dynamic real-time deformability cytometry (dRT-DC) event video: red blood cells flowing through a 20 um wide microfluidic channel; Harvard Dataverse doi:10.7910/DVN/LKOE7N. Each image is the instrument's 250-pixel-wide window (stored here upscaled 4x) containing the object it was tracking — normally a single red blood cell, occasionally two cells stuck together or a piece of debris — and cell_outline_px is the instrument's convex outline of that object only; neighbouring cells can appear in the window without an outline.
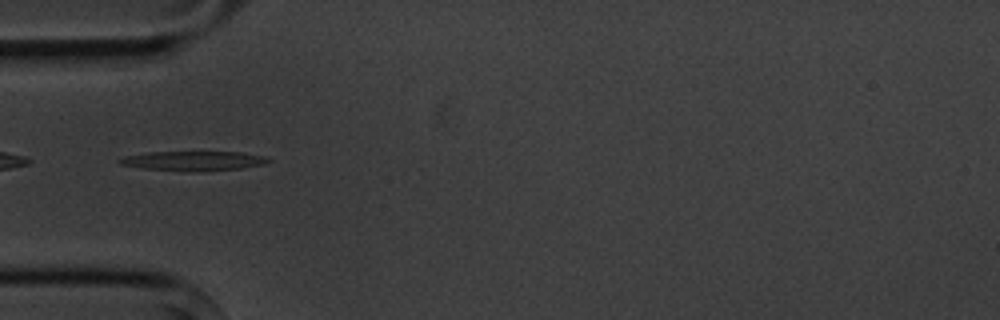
{"species": "common noctule bat (a hibernating species)", "species_latin": "Nyctalus noctula", "temperature_condition": "cold", "stored_images_in_passage": 7, "camera_frame_rate_fps": 3000, "um_per_image_px": 0.085, "animal": {"sex": "male", "body_mass_g": 20.1, "forearm_length_mm": 53.5}, "frame": {"image": 1, "passage_image": 1, "time_ms": 0.0, "image_size_px": [1000, 320], "cell_outline_px": [[272, 160], [264, 164], [240, 168], [192, 172], [144, 168], [120, 164], [116, 160], [124, 156], [148, 152], [240, 152], [268, 156]], "centroid_in_image_um": [16.46, 13.67], "position_along_channel_um": 68.5, "area_um2": 16.94}}
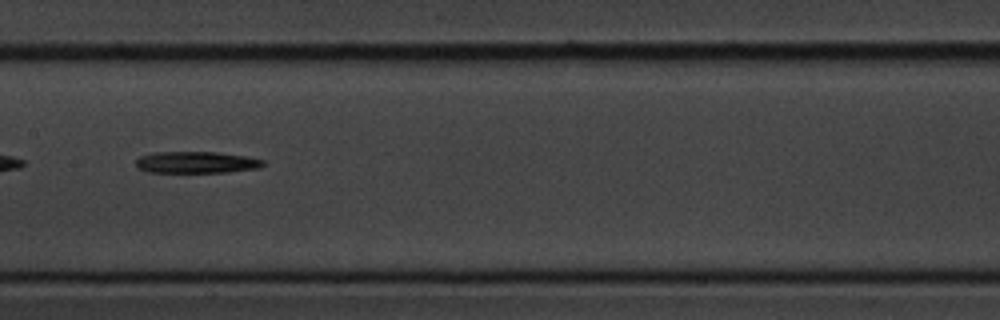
{"frame": {"image": 2, "passage_image": 4, "time_ms": 3.333, "image_size_px": [1000, 320], "cell_outline_px": [[264, 164], [260, 168], [228, 172], [148, 172], [136, 168], [136, 160], [140, 156], [152, 152], [216, 152], [248, 156], [264, 160]], "centroid_in_image_um": [16.69, 13.8], "position_along_channel_um": 190.7, "area_um2": 16.18}}
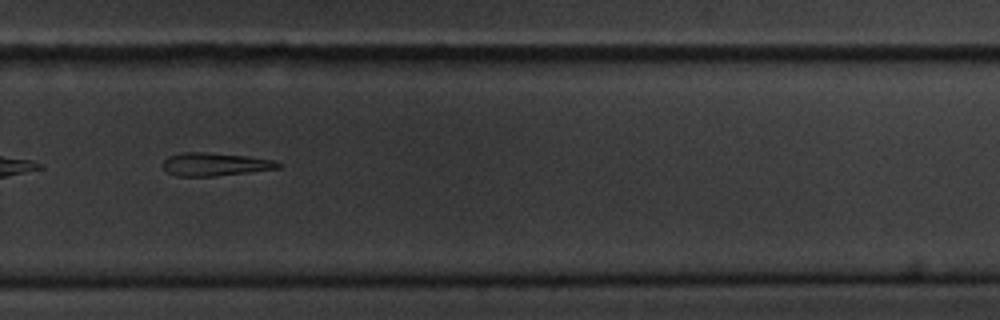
{"frame": {"image": 3, "passage_image": 7, "time_ms": 6.667, "image_size_px": [1000, 320], "cell_outline_px": [[284, 164], [280, 168], [216, 176], [176, 176], [168, 172], [160, 164], [168, 156], [180, 152], [200, 152], [244, 156], [272, 160]], "centroid_in_image_um": [18.23, 13.97], "position_along_channel_um": 311.6, "area_um2": 15.43}}